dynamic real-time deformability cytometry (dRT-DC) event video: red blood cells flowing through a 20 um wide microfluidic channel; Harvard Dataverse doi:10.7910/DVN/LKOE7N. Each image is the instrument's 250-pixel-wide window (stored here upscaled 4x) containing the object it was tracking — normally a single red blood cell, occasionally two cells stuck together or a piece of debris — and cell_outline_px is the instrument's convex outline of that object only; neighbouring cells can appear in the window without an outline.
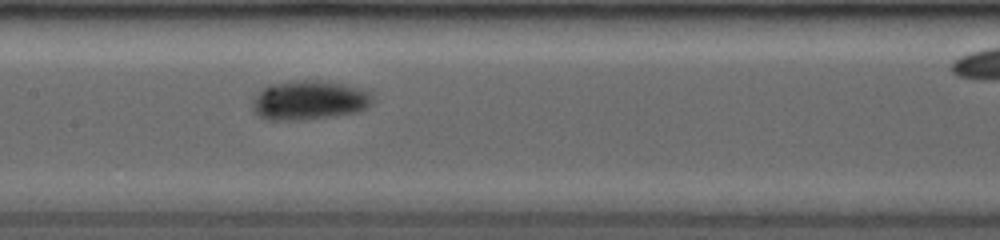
{"species": "common noctule bat (a hibernating species)", "species_latin": "Nyctalus noctula", "temperature_condition": "room temperature", "stored_images_in_passage": 44, "camera_frame_rate_fps": 3500, "um_per_image_px": 0.085, "animal": {"sex": "female", "body_mass_g": 19.0, "forearm_length_mm": 53.3}, "frame": {"image": 1, "passage_image": 7, "time_ms": 1.429, "image_size_px": [1000, 240], "cell_outline_px": [[372, 100], [360, 112], [336, 116], [304, 120], [268, 120], [260, 116], [252, 108], [252, 100], [264, 88], [272, 84], [300, 80], [320, 80], [340, 84], [356, 88], [368, 92], [372, 96]], "centroid_in_image_um": [26.26, 8.54], "position_along_channel_um": 181.1, "area_um2": 27.17}}
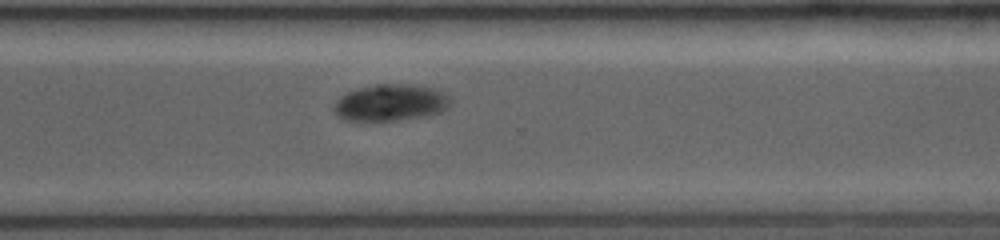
{"frame": {"image": 2, "passage_image": 35, "time_ms": 5.429, "image_size_px": [1000, 240], "cell_outline_px": [[452, 100], [448, 108], [440, 112], [400, 120], [344, 120], [336, 116], [332, 108], [336, 100], [340, 96], [348, 92], [360, 88], [376, 84], [412, 84], [436, 88], [444, 92]], "centroid_in_image_um": [33.2, 8.71], "position_along_channel_um": 337.4, "area_um2": 24.97}}
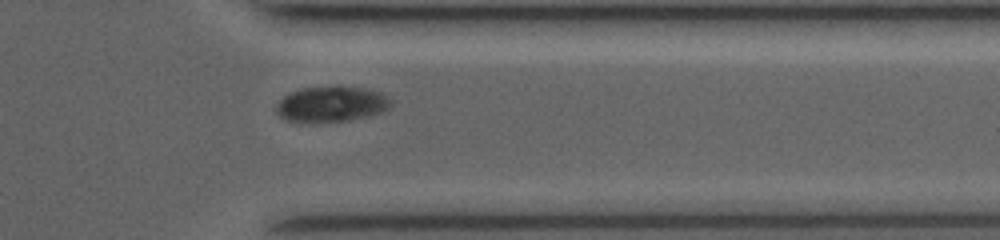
{"frame": {"image": 3, "passage_image": 39, "time_ms": 6.571, "image_size_px": [1000, 240], "cell_outline_px": [[392, 104], [384, 112], [372, 116], [348, 120], [312, 124], [300, 124], [284, 120], [276, 112], [276, 104], [284, 96], [292, 92], [304, 88], [336, 84], [368, 88], [380, 92]], "centroid_in_image_um": [28.14, 8.86], "position_along_channel_um": 383.3, "area_um2": 24.8}}